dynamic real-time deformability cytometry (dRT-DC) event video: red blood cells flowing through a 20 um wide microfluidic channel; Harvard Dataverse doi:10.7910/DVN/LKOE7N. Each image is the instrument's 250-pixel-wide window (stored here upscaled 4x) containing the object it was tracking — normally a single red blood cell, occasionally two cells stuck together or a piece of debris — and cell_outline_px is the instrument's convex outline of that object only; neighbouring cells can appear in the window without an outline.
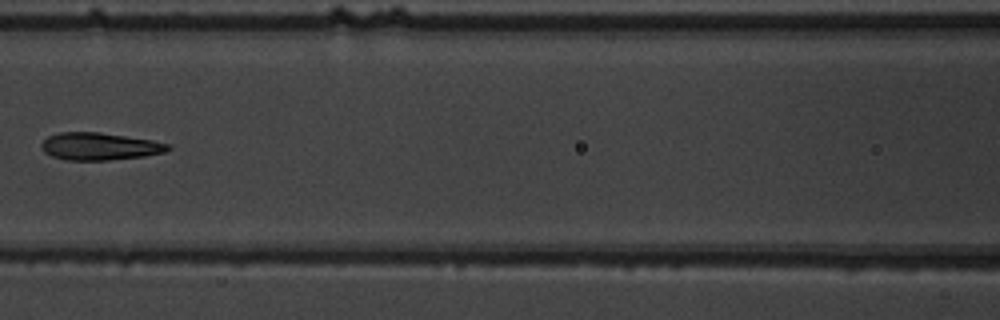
{"species": "common noctule bat (a hibernating species)", "species_latin": "Nyctalus noctula", "temperature_condition": "warm", "stored_images_in_passage": 8, "camera_frame_rate_fps": 3000, "um_per_image_px": 0.085, "animal": {"sex": "male", "body_mass_g": 19.5, "forearm_length_mm": 54.6}, "frame": {"image": 1, "passage_image": 7, "time_ms": 7.667, "image_size_px": [1000, 320], "cell_outline_px": [[172, 148], [164, 152], [144, 156], [108, 160], [68, 160], [52, 156], [44, 152], [40, 144], [48, 136], [60, 132], [100, 132], [152, 140], [168, 144]], "centroid_in_image_um": [8.45, 12.44], "position_along_channel_um": 158.1, "area_um2": 20.11}}
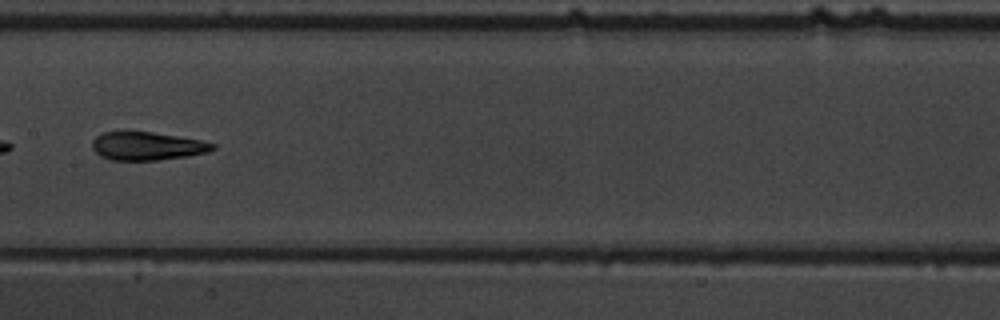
{"frame": {"image": 2, "passage_image": 8, "time_ms": 8.667, "image_size_px": [1000, 320], "cell_outline_px": [[216, 148], [208, 152], [188, 156], [156, 160], [108, 160], [100, 156], [92, 148], [92, 140], [96, 136], [104, 132], [124, 128], [152, 132], [200, 140], [216, 144]], "centroid_in_image_um": [12.44, 12.38], "position_along_channel_um": 195.0, "area_um2": 20.46}}